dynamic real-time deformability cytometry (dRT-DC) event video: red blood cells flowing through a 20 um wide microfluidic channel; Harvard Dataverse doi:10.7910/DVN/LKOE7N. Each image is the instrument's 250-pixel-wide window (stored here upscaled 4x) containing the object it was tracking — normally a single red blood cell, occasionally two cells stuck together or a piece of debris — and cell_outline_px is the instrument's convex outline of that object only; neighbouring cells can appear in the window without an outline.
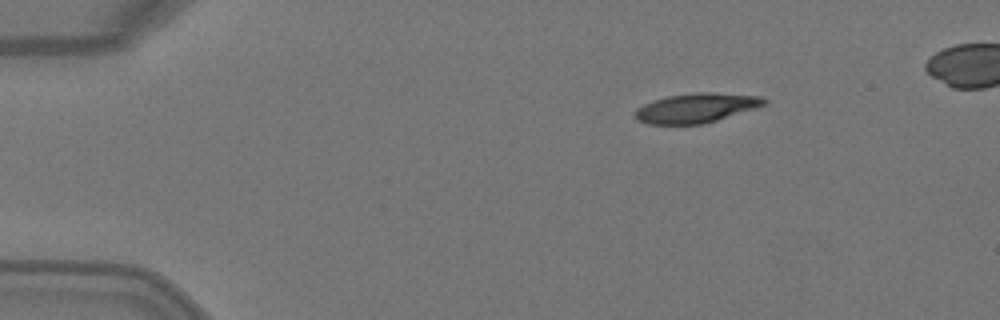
{"species": "Egyptian fruit bat (a non-hibernating species)", "species_latin": "Rousettus aegyptiacus", "temperature_condition": "warm", "stored_images_in_passage": 3, "camera_frame_rate_fps": 3000, "um_per_image_px": 0.085, "animal": {"sex": "female"}, "frame": {"image": 1, "passage_image": 1, "time_ms": 0.0, "image_size_px": [1000, 320], "cell_outline_px": [[768, 104], [756, 108], [704, 124], [648, 124], [636, 120], [636, 108], [644, 104], [668, 96], [696, 92], [712, 92], [760, 96], [768, 100]], "centroid_in_image_um": [59.22, 9.17], "position_along_channel_um": 25.8, "area_um2": 22.14}}